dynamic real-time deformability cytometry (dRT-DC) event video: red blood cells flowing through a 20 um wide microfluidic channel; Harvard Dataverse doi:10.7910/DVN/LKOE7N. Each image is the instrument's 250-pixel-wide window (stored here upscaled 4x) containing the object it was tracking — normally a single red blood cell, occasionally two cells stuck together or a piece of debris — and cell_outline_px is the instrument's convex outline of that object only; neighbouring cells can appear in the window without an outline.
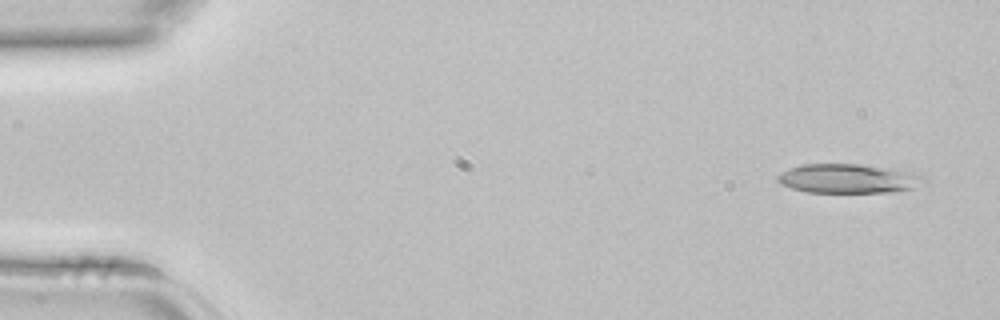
{"species": "common noctule bat (a hibernating species)", "species_latin": "Nyctalus noctula", "temperature_condition": "room temperature", "stored_images_in_passage": 4, "camera_frame_rate_fps": 3000, "um_per_image_px": 0.085, "animal": {"sex": "female", "body_mass_g": 22.7, "forearm_length_mm": 54.2}, "frame": {"image": 1, "passage_image": 1, "time_ms": 0.0, "image_size_px": [1000, 320], "cell_outline_px": [[928, 180], [912, 188], [896, 192], [804, 192], [780, 184], [776, 180], [776, 176], [788, 168], [804, 164], [860, 164], [908, 172], [920, 176]], "centroid_in_image_um": [72.02, 15.19], "position_along_channel_um": 13.0, "area_um2": 24.62}}
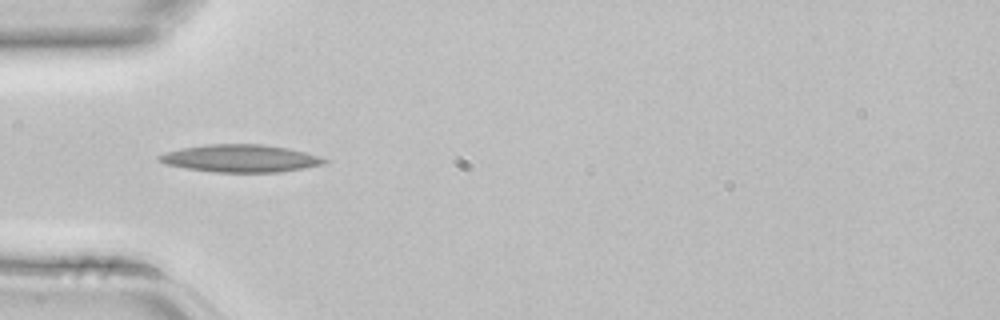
{"frame": {"image": 2, "passage_image": 4, "time_ms": 1.0, "image_size_px": [1000, 320], "cell_outline_px": [[328, 160], [324, 164], [304, 168], [280, 172], [212, 172], [184, 168], [164, 164], [156, 156], [164, 152], [180, 148], [208, 144], [264, 144], [288, 148], [320, 156]], "centroid_in_image_um": [20.41, 13.46], "position_along_channel_um": 64.6, "area_um2": 26.65}}